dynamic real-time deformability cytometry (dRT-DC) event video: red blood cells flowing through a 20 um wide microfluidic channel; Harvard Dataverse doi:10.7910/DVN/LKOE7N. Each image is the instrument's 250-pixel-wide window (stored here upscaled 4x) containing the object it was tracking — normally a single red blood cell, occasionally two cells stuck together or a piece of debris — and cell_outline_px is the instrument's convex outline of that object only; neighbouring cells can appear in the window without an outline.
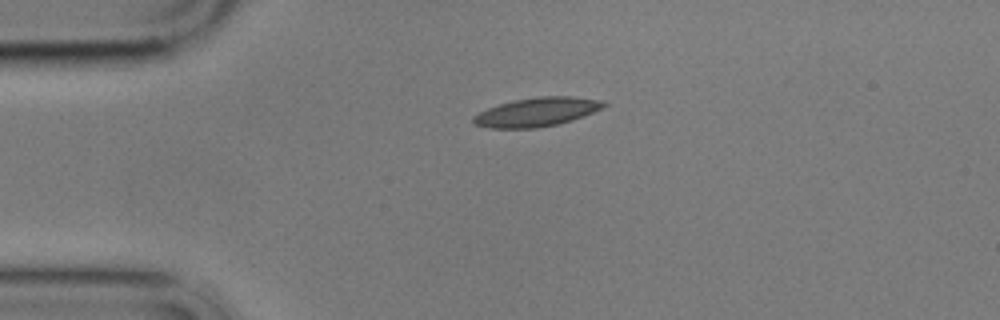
{"species": "common noctule bat (a hibernating species)", "species_latin": "Nyctalus noctula", "temperature_condition": "cold", "stored_images_in_passage": 6, "camera_frame_rate_fps": 3000, "um_per_image_px": 0.085, "animal": {"sex": "male", "body_mass_g": 17.9}, "frame": {"image": 1, "passage_image": 6, "time_ms": 6.667, "image_size_px": [1000, 320], "cell_outline_px": [[608, 104], [584, 116], [572, 120], [556, 124], [536, 128], [488, 128], [472, 124], [472, 116], [488, 108], [500, 104], [516, 100], [540, 96], [572, 96], [596, 100]], "centroid_in_image_um": [45.56, 9.53], "position_along_channel_um": 39.4, "area_um2": 21.62}}